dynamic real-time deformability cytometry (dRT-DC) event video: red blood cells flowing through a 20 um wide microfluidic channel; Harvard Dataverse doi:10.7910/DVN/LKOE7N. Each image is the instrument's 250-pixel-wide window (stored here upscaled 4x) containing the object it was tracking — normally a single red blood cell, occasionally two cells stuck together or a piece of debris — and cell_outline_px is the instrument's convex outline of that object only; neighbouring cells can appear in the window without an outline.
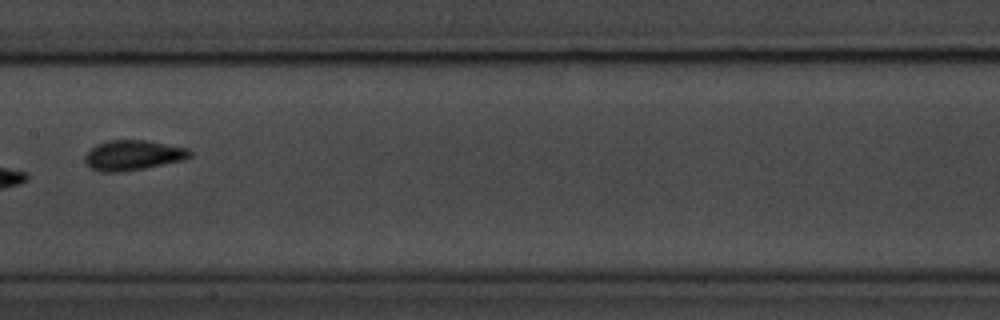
{"species": "common noctule bat (a hibernating species)", "species_latin": "Nyctalus noctula", "temperature_condition": "room temperature", "stored_images_in_passage": 8, "camera_frame_rate_fps": 3000, "um_per_image_px": 0.085, "animal": {"sex": "male", "body_mass_g": 20.1, "forearm_length_mm": 53.5}, "frame": {"image": 1, "passage_image": 8, "time_ms": 9.0, "image_size_px": [1000, 320], "cell_outline_px": [[192, 156], [184, 160], [144, 168], [120, 172], [100, 172], [88, 168], [84, 160], [84, 156], [96, 144], [108, 140], [144, 140], [188, 148], [192, 152]], "centroid_in_image_um": [11.28, 13.2], "position_along_channel_um": 196.1, "area_um2": 18.5}}